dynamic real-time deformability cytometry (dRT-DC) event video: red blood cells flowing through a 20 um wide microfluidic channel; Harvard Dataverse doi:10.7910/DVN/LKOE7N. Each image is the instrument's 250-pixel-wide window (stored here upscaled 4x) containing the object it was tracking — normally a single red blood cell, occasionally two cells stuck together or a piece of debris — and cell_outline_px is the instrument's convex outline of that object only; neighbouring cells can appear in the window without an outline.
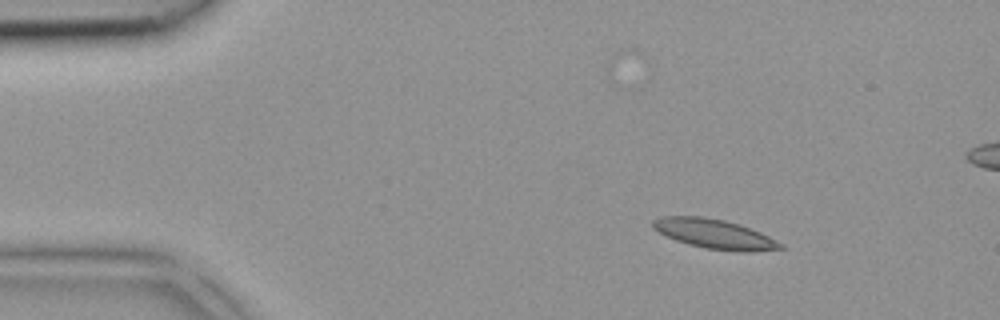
{"species": "common noctule bat (a hibernating species)", "species_latin": "Nyctalus noctula", "temperature_condition": "room temperature", "stored_images_in_passage": 3, "camera_frame_rate_fps": 3000, "um_per_image_px": 0.085, "animal": {"sex": "female", "body_mass_g": 18.4}, "frame": {"image": 1, "passage_image": 1, "time_ms": 0.0, "image_size_px": [1000, 320], "cell_outline_px": [[784, 248], [752, 252], [740, 252], [704, 248], [688, 244], [676, 240], [652, 228], [652, 220], [664, 216], [704, 216], [724, 220], [740, 224], [760, 232], [784, 244]], "centroid_in_image_um": [60.75, 19.89], "position_along_channel_um": 24.2, "area_um2": 21.96}}